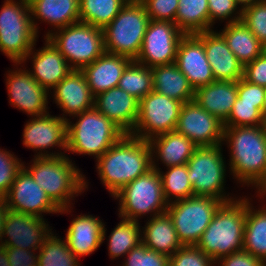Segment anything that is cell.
I'll list each match as a JSON object with an SVG mask.
<instances>
[{
	"mask_svg": "<svg viewBox=\"0 0 266 266\" xmlns=\"http://www.w3.org/2000/svg\"><path fill=\"white\" fill-rule=\"evenodd\" d=\"M0 266H11L8 261V256L6 253V248L4 246H0Z\"/></svg>",
	"mask_w": 266,
	"mask_h": 266,
	"instance_id": "obj_51",
	"label": "cell"
},
{
	"mask_svg": "<svg viewBox=\"0 0 266 266\" xmlns=\"http://www.w3.org/2000/svg\"><path fill=\"white\" fill-rule=\"evenodd\" d=\"M4 198L9 209L39 218H44V213H60V209L49 199L45 191L33 180L31 174L24 167L18 171Z\"/></svg>",
	"mask_w": 266,
	"mask_h": 266,
	"instance_id": "obj_18",
	"label": "cell"
},
{
	"mask_svg": "<svg viewBox=\"0 0 266 266\" xmlns=\"http://www.w3.org/2000/svg\"><path fill=\"white\" fill-rule=\"evenodd\" d=\"M95 162L101 183L113 197L128 183L152 169L150 143L125 134Z\"/></svg>",
	"mask_w": 266,
	"mask_h": 266,
	"instance_id": "obj_2",
	"label": "cell"
},
{
	"mask_svg": "<svg viewBox=\"0 0 266 266\" xmlns=\"http://www.w3.org/2000/svg\"><path fill=\"white\" fill-rule=\"evenodd\" d=\"M151 70L154 91L183 104L194 100V88L175 63L156 66Z\"/></svg>",
	"mask_w": 266,
	"mask_h": 266,
	"instance_id": "obj_30",
	"label": "cell"
},
{
	"mask_svg": "<svg viewBox=\"0 0 266 266\" xmlns=\"http://www.w3.org/2000/svg\"><path fill=\"white\" fill-rule=\"evenodd\" d=\"M222 145L197 147L187 161L188 179L194 196L215 197L224 203L238 198L225 193V175L228 170Z\"/></svg>",
	"mask_w": 266,
	"mask_h": 266,
	"instance_id": "obj_9",
	"label": "cell"
},
{
	"mask_svg": "<svg viewBox=\"0 0 266 266\" xmlns=\"http://www.w3.org/2000/svg\"><path fill=\"white\" fill-rule=\"evenodd\" d=\"M67 120V151L89 155L95 159L102 156L125 133L95 107Z\"/></svg>",
	"mask_w": 266,
	"mask_h": 266,
	"instance_id": "obj_5",
	"label": "cell"
},
{
	"mask_svg": "<svg viewBox=\"0 0 266 266\" xmlns=\"http://www.w3.org/2000/svg\"><path fill=\"white\" fill-rule=\"evenodd\" d=\"M0 52L21 63L39 35L32 25L28 0H4L0 8Z\"/></svg>",
	"mask_w": 266,
	"mask_h": 266,
	"instance_id": "obj_7",
	"label": "cell"
},
{
	"mask_svg": "<svg viewBox=\"0 0 266 266\" xmlns=\"http://www.w3.org/2000/svg\"><path fill=\"white\" fill-rule=\"evenodd\" d=\"M15 65L16 68L8 70L5 76L9 104L25 112L29 117L48 113V97H51L49 91L34 80L25 65L20 63ZM18 65L23 69L17 67Z\"/></svg>",
	"mask_w": 266,
	"mask_h": 266,
	"instance_id": "obj_15",
	"label": "cell"
},
{
	"mask_svg": "<svg viewBox=\"0 0 266 266\" xmlns=\"http://www.w3.org/2000/svg\"><path fill=\"white\" fill-rule=\"evenodd\" d=\"M31 165L23 167L60 209V214L71 213L75 197L88 189V180L69 156L34 157ZM72 207V208H71Z\"/></svg>",
	"mask_w": 266,
	"mask_h": 266,
	"instance_id": "obj_3",
	"label": "cell"
},
{
	"mask_svg": "<svg viewBox=\"0 0 266 266\" xmlns=\"http://www.w3.org/2000/svg\"><path fill=\"white\" fill-rule=\"evenodd\" d=\"M128 0H79L80 22L104 29Z\"/></svg>",
	"mask_w": 266,
	"mask_h": 266,
	"instance_id": "obj_35",
	"label": "cell"
},
{
	"mask_svg": "<svg viewBox=\"0 0 266 266\" xmlns=\"http://www.w3.org/2000/svg\"><path fill=\"white\" fill-rule=\"evenodd\" d=\"M243 78L266 88V51L244 66Z\"/></svg>",
	"mask_w": 266,
	"mask_h": 266,
	"instance_id": "obj_46",
	"label": "cell"
},
{
	"mask_svg": "<svg viewBox=\"0 0 266 266\" xmlns=\"http://www.w3.org/2000/svg\"><path fill=\"white\" fill-rule=\"evenodd\" d=\"M266 88L252 84L243 77L237 81V96L241 102L264 103Z\"/></svg>",
	"mask_w": 266,
	"mask_h": 266,
	"instance_id": "obj_47",
	"label": "cell"
},
{
	"mask_svg": "<svg viewBox=\"0 0 266 266\" xmlns=\"http://www.w3.org/2000/svg\"><path fill=\"white\" fill-rule=\"evenodd\" d=\"M44 40L42 49L36 50L35 43L20 64L31 59L33 69L27 71L42 87L51 91L73 69L53 43L48 38Z\"/></svg>",
	"mask_w": 266,
	"mask_h": 266,
	"instance_id": "obj_20",
	"label": "cell"
},
{
	"mask_svg": "<svg viewBox=\"0 0 266 266\" xmlns=\"http://www.w3.org/2000/svg\"><path fill=\"white\" fill-rule=\"evenodd\" d=\"M260 0H235L236 4L240 7V9H244L248 6L254 5Z\"/></svg>",
	"mask_w": 266,
	"mask_h": 266,
	"instance_id": "obj_52",
	"label": "cell"
},
{
	"mask_svg": "<svg viewBox=\"0 0 266 266\" xmlns=\"http://www.w3.org/2000/svg\"><path fill=\"white\" fill-rule=\"evenodd\" d=\"M149 20L139 0H128L103 29L105 52L135 60L140 53Z\"/></svg>",
	"mask_w": 266,
	"mask_h": 266,
	"instance_id": "obj_6",
	"label": "cell"
},
{
	"mask_svg": "<svg viewBox=\"0 0 266 266\" xmlns=\"http://www.w3.org/2000/svg\"><path fill=\"white\" fill-rule=\"evenodd\" d=\"M223 203L215 197L192 196L168 204L166 212L171 217L183 246L198 243Z\"/></svg>",
	"mask_w": 266,
	"mask_h": 266,
	"instance_id": "obj_11",
	"label": "cell"
},
{
	"mask_svg": "<svg viewBox=\"0 0 266 266\" xmlns=\"http://www.w3.org/2000/svg\"><path fill=\"white\" fill-rule=\"evenodd\" d=\"M54 232L45 238L38 253V266H80V260L71 252L66 239Z\"/></svg>",
	"mask_w": 266,
	"mask_h": 266,
	"instance_id": "obj_36",
	"label": "cell"
},
{
	"mask_svg": "<svg viewBox=\"0 0 266 266\" xmlns=\"http://www.w3.org/2000/svg\"><path fill=\"white\" fill-rule=\"evenodd\" d=\"M113 198L119 200L118 217L129 220L138 221L149 214L152 218L168 208L160 173L153 168L128 183Z\"/></svg>",
	"mask_w": 266,
	"mask_h": 266,
	"instance_id": "obj_8",
	"label": "cell"
},
{
	"mask_svg": "<svg viewBox=\"0 0 266 266\" xmlns=\"http://www.w3.org/2000/svg\"><path fill=\"white\" fill-rule=\"evenodd\" d=\"M94 107L125 134H131L134 130L139 100L121 88L114 87L94 96Z\"/></svg>",
	"mask_w": 266,
	"mask_h": 266,
	"instance_id": "obj_22",
	"label": "cell"
},
{
	"mask_svg": "<svg viewBox=\"0 0 266 266\" xmlns=\"http://www.w3.org/2000/svg\"><path fill=\"white\" fill-rule=\"evenodd\" d=\"M105 223L93 215L80 214L72 219L65 239L71 252L80 259L100 247L106 238ZM80 257V258H79Z\"/></svg>",
	"mask_w": 266,
	"mask_h": 266,
	"instance_id": "obj_24",
	"label": "cell"
},
{
	"mask_svg": "<svg viewBox=\"0 0 266 266\" xmlns=\"http://www.w3.org/2000/svg\"><path fill=\"white\" fill-rule=\"evenodd\" d=\"M182 105V102L151 91L139 101L138 118L130 135L149 141L176 130Z\"/></svg>",
	"mask_w": 266,
	"mask_h": 266,
	"instance_id": "obj_12",
	"label": "cell"
},
{
	"mask_svg": "<svg viewBox=\"0 0 266 266\" xmlns=\"http://www.w3.org/2000/svg\"><path fill=\"white\" fill-rule=\"evenodd\" d=\"M145 7L150 20L175 23L179 0H139Z\"/></svg>",
	"mask_w": 266,
	"mask_h": 266,
	"instance_id": "obj_45",
	"label": "cell"
},
{
	"mask_svg": "<svg viewBox=\"0 0 266 266\" xmlns=\"http://www.w3.org/2000/svg\"><path fill=\"white\" fill-rule=\"evenodd\" d=\"M140 222L121 218L108 237V255L111 260L124 257L142 242Z\"/></svg>",
	"mask_w": 266,
	"mask_h": 266,
	"instance_id": "obj_34",
	"label": "cell"
},
{
	"mask_svg": "<svg viewBox=\"0 0 266 266\" xmlns=\"http://www.w3.org/2000/svg\"><path fill=\"white\" fill-rule=\"evenodd\" d=\"M262 116L266 121V92H265L264 104H263V109H262Z\"/></svg>",
	"mask_w": 266,
	"mask_h": 266,
	"instance_id": "obj_54",
	"label": "cell"
},
{
	"mask_svg": "<svg viewBox=\"0 0 266 266\" xmlns=\"http://www.w3.org/2000/svg\"><path fill=\"white\" fill-rule=\"evenodd\" d=\"M23 167L21 159L11 151L0 147V197H5L15 180L18 171Z\"/></svg>",
	"mask_w": 266,
	"mask_h": 266,
	"instance_id": "obj_44",
	"label": "cell"
},
{
	"mask_svg": "<svg viewBox=\"0 0 266 266\" xmlns=\"http://www.w3.org/2000/svg\"><path fill=\"white\" fill-rule=\"evenodd\" d=\"M237 99V81H213L195 90L194 100L225 123Z\"/></svg>",
	"mask_w": 266,
	"mask_h": 266,
	"instance_id": "obj_28",
	"label": "cell"
},
{
	"mask_svg": "<svg viewBox=\"0 0 266 266\" xmlns=\"http://www.w3.org/2000/svg\"><path fill=\"white\" fill-rule=\"evenodd\" d=\"M131 58L104 52L93 63L85 66L81 71L87 80L90 92L93 96L118 87L120 77Z\"/></svg>",
	"mask_w": 266,
	"mask_h": 266,
	"instance_id": "obj_27",
	"label": "cell"
},
{
	"mask_svg": "<svg viewBox=\"0 0 266 266\" xmlns=\"http://www.w3.org/2000/svg\"><path fill=\"white\" fill-rule=\"evenodd\" d=\"M11 266H35L37 265L38 253L27 249L4 246Z\"/></svg>",
	"mask_w": 266,
	"mask_h": 266,
	"instance_id": "obj_49",
	"label": "cell"
},
{
	"mask_svg": "<svg viewBox=\"0 0 266 266\" xmlns=\"http://www.w3.org/2000/svg\"><path fill=\"white\" fill-rule=\"evenodd\" d=\"M118 87L140 101L153 91L151 68L132 60L123 71Z\"/></svg>",
	"mask_w": 266,
	"mask_h": 266,
	"instance_id": "obj_37",
	"label": "cell"
},
{
	"mask_svg": "<svg viewBox=\"0 0 266 266\" xmlns=\"http://www.w3.org/2000/svg\"><path fill=\"white\" fill-rule=\"evenodd\" d=\"M148 142L152 152V168L157 171H160L158 165L161 163L165 168L187 164L197 148L192 140L176 130L152 137Z\"/></svg>",
	"mask_w": 266,
	"mask_h": 266,
	"instance_id": "obj_26",
	"label": "cell"
},
{
	"mask_svg": "<svg viewBox=\"0 0 266 266\" xmlns=\"http://www.w3.org/2000/svg\"><path fill=\"white\" fill-rule=\"evenodd\" d=\"M258 194L257 197H262V200L266 196V181L260 186V188L256 191Z\"/></svg>",
	"mask_w": 266,
	"mask_h": 266,
	"instance_id": "obj_53",
	"label": "cell"
},
{
	"mask_svg": "<svg viewBox=\"0 0 266 266\" xmlns=\"http://www.w3.org/2000/svg\"><path fill=\"white\" fill-rule=\"evenodd\" d=\"M241 21L266 46V0L242 9Z\"/></svg>",
	"mask_w": 266,
	"mask_h": 266,
	"instance_id": "obj_40",
	"label": "cell"
},
{
	"mask_svg": "<svg viewBox=\"0 0 266 266\" xmlns=\"http://www.w3.org/2000/svg\"><path fill=\"white\" fill-rule=\"evenodd\" d=\"M52 90L53 101L63 111L60 117L66 121L69 119L67 115L72 119L94 107V96L81 70H72Z\"/></svg>",
	"mask_w": 266,
	"mask_h": 266,
	"instance_id": "obj_21",
	"label": "cell"
},
{
	"mask_svg": "<svg viewBox=\"0 0 266 266\" xmlns=\"http://www.w3.org/2000/svg\"><path fill=\"white\" fill-rule=\"evenodd\" d=\"M29 120L24 126L22 143L37 153L34 157L66 155L64 154L67 151V121L65 119L48 112L44 115L30 117ZM54 147L61 149L60 152L48 151Z\"/></svg>",
	"mask_w": 266,
	"mask_h": 266,
	"instance_id": "obj_14",
	"label": "cell"
},
{
	"mask_svg": "<svg viewBox=\"0 0 266 266\" xmlns=\"http://www.w3.org/2000/svg\"><path fill=\"white\" fill-rule=\"evenodd\" d=\"M220 31L243 67L265 51L264 45L242 21L225 24Z\"/></svg>",
	"mask_w": 266,
	"mask_h": 266,
	"instance_id": "obj_31",
	"label": "cell"
},
{
	"mask_svg": "<svg viewBox=\"0 0 266 266\" xmlns=\"http://www.w3.org/2000/svg\"><path fill=\"white\" fill-rule=\"evenodd\" d=\"M184 34L174 22L149 20L136 62L149 68L175 63Z\"/></svg>",
	"mask_w": 266,
	"mask_h": 266,
	"instance_id": "obj_13",
	"label": "cell"
},
{
	"mask_svg": "<svg viewBox=\"0 0 266 266\" xmlns=\"http://www.w3.org/2000/svg\"><path fill=\"white\" fill-rule=\"evenodd\" d=\"M175 24L184 35L209 30L208 0H179Z\"/></svg>",
	"mask_w": 266,
	"mask_h": 266,
	"instance_id": "obj_33",
	"label": "cell"
},
{
	"mask_svg": "<svg viewBox=\"0 0 266 266\" xmlns=\"http://www.w3.org/2000/svg\"><path fill=\"white\" fill-rule=\"evenodd\" d=\"M247 196L223 203L196 246L215 262L243 250Z\"/></svg>",
	"mask_w": 266,
	"mask_h": 266,
	"instance_id": "obj_4",
	"label": "cell"
},
{
	"mask_svg": "<svg viewBox=\"0 0 266 266\" xmlns=\"http://www.w3.org/2000/svg\"><path fill=\"white\" fill-rule=\"evenodd\" d=\"M9 207L5 198L0 197V246L2 245L3 227L7 217Z\"/></svg>",
	"mask_w": 266,
	"mask_h": 266,
	"instance_id": "obj_50",
	"label": "cell"
},
{
	"mask_svg": "<svg viewBox=\"0 0 266 266\" xmlns=\"http://www.w3.org/2000/svg\"><path fill=\"white\" fill-rule=\"evenodd\" d=\"M208 8L209 30L214 29L213 25L218 20H225V24L241 21L242 10L235 0H208Z\"/></svg>",
	"mask_w": 266,
	"mask_h": 266,
	"instance_id": "obj_42",
	"label": "cell"
},
{
	"mask_svg": "<svg viewBox=\"0 0 266 266\" xmlns=\"http://www.w3.org/2000/svg\"><path fill=\"white\" fill-rule=\"evenodd\" d=\"M252 198L247 197L243 250L266 263V207L254 208Z\"/></svg>",
	"mask_w": 266,
	"mask_h": 266,
	"instance_id": "obj_32",
	"label": "cell"
},
{
	"mask_svg": "<svg viewBox=\"0 0 266 266\" xmlns=\"http://www.w3.org/2000/svg\"><path fill=\"white\" fill-rule=\"evenodd\" d=\"M122 266H169V256L148 249L142 242L131 249Z\"/></svg>",
	"mask_w": 266,
	"mask_h": 266,
	"instance_id": "obj_41",
	"label": "cell"
},
{
	"mask_svg": "<svg viewBox=\"0 0 266 266\" xmlns=\"http://www.w3.org/2000/svg\"><path fill=\"white\" fill-rule=\"evenodd\" d=\"M73 70H82L105 52L103 29L78 22L47 37Z\"/></svg>",
	"mask_w": 266,
	"mask_h": 266,
	"instance_id": "obj_10",
	"label": "cell"
},
{
	"mask_svg": "<svg viewBox=\"0 0 266 266\" xmlns=\"http://www.w3.org/2000/svg\"><path fill=\"white\" fill-rule=\"evenodd\" d=\"M159 173L168 204L194 196L186 164L168 167L166 172L160 170Z\"/></svg>",
	"mask_w": 266,
	"mask_h": 266,
	"instance_id": "obj_38",
	"label": "cell"
},
{
	"mask_svg": "<svg viewBox=\"0 0 266 266\" xmlns=\"http://www.w3.org/2000/svg\"><path fill=\"white\" fill-rule=\"evenodd\" d=\"M176 131L197 147L215 146L223 142L224 123L193 100L182 105Z\"/></svg>",
	"mask_w": 266,
	"mask_h": 266,
	"instance_id": "obj_16",
	"label": "cell"
},
{
	"mask_svg": "<svg viewBox=\"0 0 266 266\" xmlns=\"http://www.w3.org/2000/svg\"><path fill=\"white\" fill-rule=\"evenodd\" d=\"M45 218L9 209L3 227L2 246L39 251L52 228ZM7 239H6V238Z\"/></svg>",
	"mask_w": 266,
	"mask_h": 266,
	"instance_id": "obj_17",
	"label": "cell"
},
{
	"mask_svg": "<svg viewBox=\"0 0 266 266\" xmlns=\"http://www.w3.org/2000/svg\"><path fill=\"white\" fill-rule=\"evenodd\" d=\"M263 104L241 102V99L237 96L224 127L266 125V121L262 116Z\"/></svg>",
	"mask_w": 266,
	"mask_h": 266,
	"instance_id": "obj_39",
	"label": "cell"
},
{
	"mask_svg": "<svg viewBox=\"0 0 266 266\" xmlns=\"http://www.w3.org/2000/svg\"><path fill=\"white\" fill-rule=\"evenodd\" d=\"M169 266H217L215 261L196 245L180 247L169 256Z\"/></svg>",
	"mask_w": 266,
	"mask_h": 266,
	"instance_id": "obj_43",
	"label": "cell"
},
{
	"mask_svg": "<svg viewBox=\"0 0 266 266\" xmlns=\"http://www.w3.org/2000/svg\"><path fill=\"white\" fill-rule=\"evenodd\" d=\"M148 218L141 226L142 243L148 249L171 256L183 246L167 212Z\"/></svg>",
	"mask_w": 266,
	"mask_h": 266,
	"instance_id": "obj_29",
	"label": "cell"
},
{
	"mask_svg": "<svg viewBox=\"0 0 266 266\" xmlns=\"http://www.w3.org/2000/svg\"><path fill=\"white\" fill-rule=\"evenodd\" d=\"M175 64L186 76L194 90L215 81L205 54L203 33L182 37L178 44Z\"/></svg>",
	"mask_w": 266,
	"mask_h": 266,
	"instance_id": "obj_19",
	"label": "cell"
},
{
	"mask_svg": "<svg viewBox=\"0 0 266 266\" xmlns=\"http://www.w3.org/2000/svg\"><path fill=\"white\" fill-rule=\"evenodd\" d=\"M28 3L32 25L37 35V20L44 21L53 28L47 30L45 38L58 29L80 22L79 0H28Z\"/></svg>",
	"mask_w": 266,
	"mask_h": 266,
	"instance_id": "obj_25",
	"label": "cell"
},
{
	"mask_svg": "<svg viewBox=\"0 0 266 266\" xmlns=\"http://www.w3.org/2000/svg\"><path fill=\"white\" fill-rule=\"evenodd\" d=\"M218 266H262L263 262L245 250L236 251L215 262Z\"/></svg>",
	"mask_w": 266,
	"mask_h": 266,
	"instance_id": "obj_48",
	"label": "cell"
},
{
	"mask_svg": "<svg viewBox=\"0 0 266 266\" xmlns=\"http://www.w3.org/2000/svg\"><path fill=\"white\" fill-rule=\"evenodd\" d=\"M229 172L242 187L258 190L266 181V125L224 127Z\"/></svg>",
	"mask_w": 266,
	"mask_h": 266,
	"instance_id": "obj_1",
	"label": "cell"
},
{
	"mask_svg": "<svg viewBox=\"0 0 266 266\" xmlns=\"http://www.w3.org/2000/svg\"><path fill=\"white\" fill-rule=\"evenodd\" d=\"M203 45L216 81H238L243 77V65L228 47L220 31L203 32Z\"/></svg>",
	"mask_w": 266,
	"mask_h": 266,
	"instance_id": "obj_23",
	"label": "cell"
}]
</instances>
